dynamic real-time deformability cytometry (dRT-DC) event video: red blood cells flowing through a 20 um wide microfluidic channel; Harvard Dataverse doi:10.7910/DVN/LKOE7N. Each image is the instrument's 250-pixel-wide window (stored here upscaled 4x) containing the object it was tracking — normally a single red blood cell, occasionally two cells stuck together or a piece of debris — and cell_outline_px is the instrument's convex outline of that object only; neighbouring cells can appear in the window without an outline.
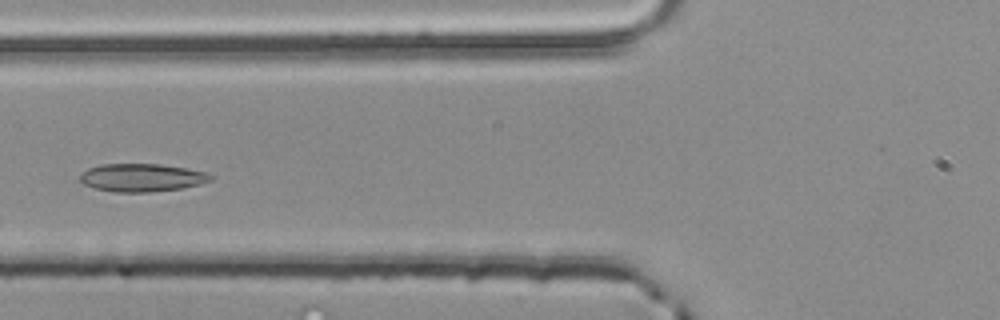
{"species": "common noctule bat (a hibernating species)", "species_latin": "Nyctalus noctula", "temperature_condition": "room temperature", "stored_images_in_passage": 3, "camera_frame_rate_fps": 3000, "um_per_image_px": 0.085, "animal": {"sex": "male", "body_mass_g": 20.4}, "frame": {"image": 1, "passage_image": 3, "time_ms": 0.667, "image_size_px": [1000, 320], "cell_outline_px": [[216, 176], [212, 180], [200, 184], [184, 188], [148, 192], [112, 192], [96, 188], [84, 184], [80, 180], [80, 176], [88, 168], [100, 164], [160, 164], [184, 168], [204, 172]], "centroid_in_image_um": [12.08, 15.1], "position_along_channel_um": 113.7, "area_um2": 21.27}}